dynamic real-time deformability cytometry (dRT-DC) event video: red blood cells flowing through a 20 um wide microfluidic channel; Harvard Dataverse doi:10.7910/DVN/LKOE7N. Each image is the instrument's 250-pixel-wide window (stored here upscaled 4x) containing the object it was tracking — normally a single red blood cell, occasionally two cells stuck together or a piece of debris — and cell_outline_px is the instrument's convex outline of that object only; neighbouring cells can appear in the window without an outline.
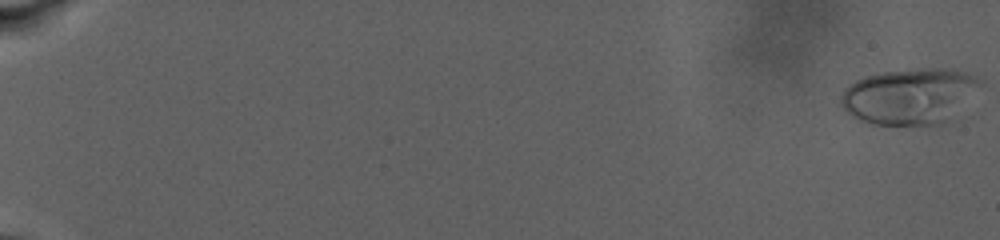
{"species": "human", "species_latin": "Homo sapiens", "temperature_condition": "warm", "stored_images_in_passage": 14, "camera_frame_rate_fps": 3000, "um_per_image_px": 0.085, "donor": {"sex": "male"}, "frame": {"image": 1, "passage_image": 1, "time_ms": 0.0, "image_size_px": [1000, 240], "cell_outline_px": [[984, 84], [948, 120], [940, 124], [872, 124], [860, 120], [852, 116], [840, 104], [840, 96], [844, 88], [856, 80], [868, 76], [884, 72], [932, 68], [944, 68], [964, 72], [976, 76], [984, 80]], "centroid_in_image_um": [77.33, 8.17], "position_along_channel_um": 7.7, "area_um2": 44.97}}
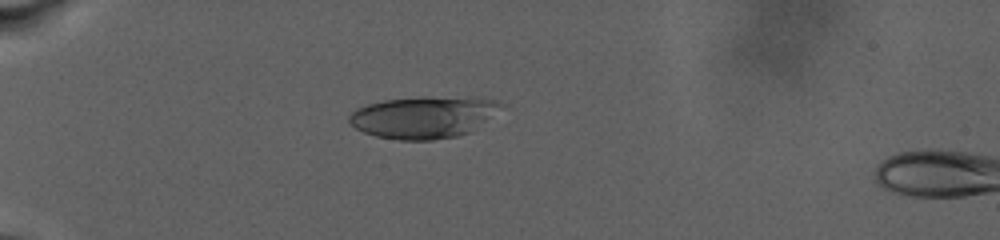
{"frame": {"image": 2, "passage_image": 12, "time_ms": 8.667, "image_size_px": [1000, 240], "cell_outline_px": [[504, 104], [472, 132], [456, 136], [432, 140], [400, 140], [376, 136], [364, 132], [356, 128], [348, 120], [348, 116], [356, 108], [368, 104], [384, 100], [420, 96], [476, 96], [496, 100]], "centroid_in_image_um": [36.02, 9.93], "position_along_channel_um": 49.0, "area_um2": 37.45}}